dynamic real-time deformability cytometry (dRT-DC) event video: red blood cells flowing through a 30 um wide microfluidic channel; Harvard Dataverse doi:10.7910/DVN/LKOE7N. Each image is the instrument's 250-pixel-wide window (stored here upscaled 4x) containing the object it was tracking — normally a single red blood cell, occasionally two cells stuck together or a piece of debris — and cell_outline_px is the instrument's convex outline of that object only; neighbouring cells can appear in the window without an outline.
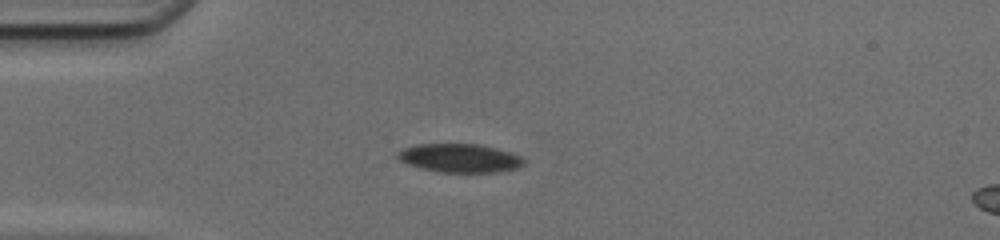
{"species": "common noctule bat (a hibernating species)", "species_latin": "Nyctalus noctula", "temperature_condition": "cold", "stored_images_in_passage": 39, "camera_frame_rate_fps": 3000, "um_per_image_px": 0.085, "animal": {"sex": "female", "body_mass_g": 17.0, "forearm_length_mm": 48.0}, "frame": {"image": 1, "passage_image": 1, "time_ms": 0.0, "image_size_px": [1000, 240], "cell_outline_px": [[524, 164], [520, 168], [496, 172], [440, 172], [420, 168], [408, 164], [400, 160], [396, 156], [396, 152], [404, 148], [416, 144], [480, 144], [496, 148], [520, 156], [524, 160]], "centroid_in_image_um": [39.06, 13.44], "position_along_channel_um": 45.9, "area_um2": 21.04}}
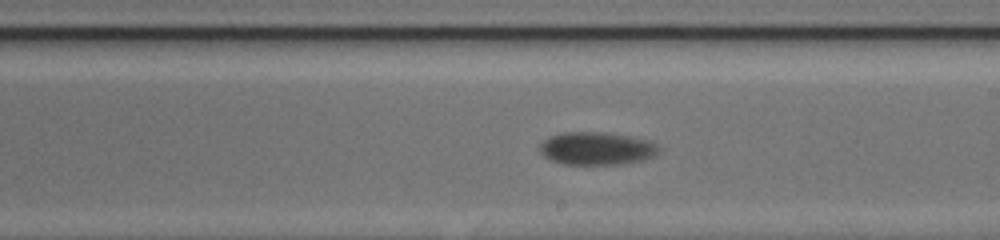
{"frame": {"image": 2, "passage_image": 17, "time_ms": 5.333, "image_size_px": [1000, 240], "cell_outline_px": [[660, 148], [652, 156], [644, 160], [624, 164], [564, 164], [552, 160], [544, 156], [540, 152], [540, 144], [544, 140], [552, 136], [564, 132], [600, 132], [628, 136], [644, 140], [656, 144]], "centroid_in_image_um": [50.69, 12.63], "position_along_channel_um": 238.3, "area_um2": 22.43}}
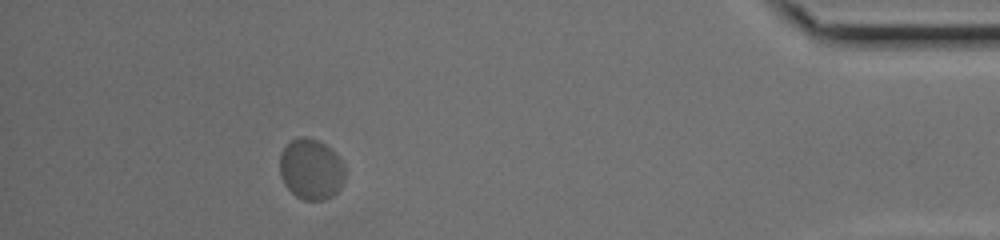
{"frame": {"image": 3, "passage_image": 34, "time_ms": 11.0, "image_size_px": [1000, 240], "cell_outline_px": [[344, 184], [332, 196], [324, 200], [304, 200], [296, 196], [284, 184], [280, 176], [280, 152], [292, 140], [300, 136], [304, 136], [316, 140], [324, 144], [340, 156], [344, 164]], "centroid_in_image_um": [26.45, 14.39], "position_along_channel_um": 408.7, "area_um2": 23.24}, "authors_computed_cell_mechanics": {"area_um2": 22.9466, "velocity_mm_per_s": 3.9915, "shape_relaxation_time_tau1_ms": 4.4778, "shape_relaxation_time_tau2_ms": null, "deformation_change_tau1": 0.0551, "deformation_change_tau2": null}}